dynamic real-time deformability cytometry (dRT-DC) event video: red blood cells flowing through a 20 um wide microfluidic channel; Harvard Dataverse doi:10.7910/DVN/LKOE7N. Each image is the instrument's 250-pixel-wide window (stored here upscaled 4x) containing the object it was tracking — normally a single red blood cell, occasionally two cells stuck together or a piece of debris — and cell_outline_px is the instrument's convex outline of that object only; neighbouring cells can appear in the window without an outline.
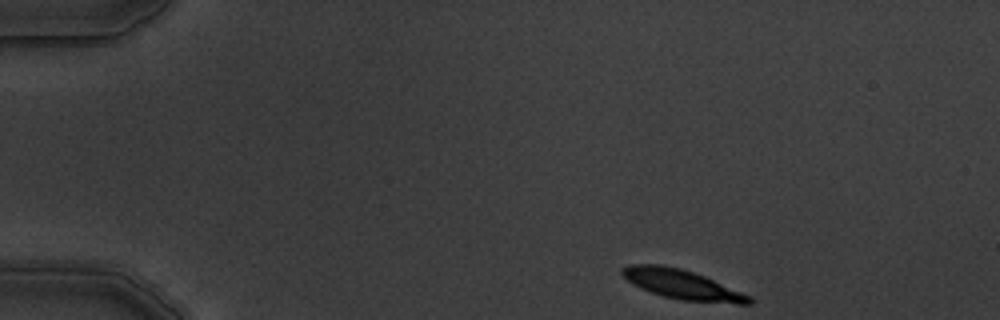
{"species": "common noctule bat (a hibernating species)", "species_latin": "Nyctalus noctula", "temperature_condition": "warm", "stored_images_in_passage": 3, "camera_frame_rate_fps": 3000, "um_per_image_px": 0.085, "animal": {"sex": "male", "body_mass_g": 19.5, "forearm_length_mm": 54.6}, "frame": {"image": 1, "passage_image": 1, "time_ms": 0.0, "image_size_px": [1000, 320], "cell_outline_px": [[752, 304], [736, 304], [680, 300], [664, 296], [640, 288], [632, 284], [620, 272], [620, 268], [628, 264], [664, 264], [680, 268], [704, 276], [752, 296]], "centroid_in_image_um": [57.97, 24.17], "position_along_channel_um": 27.0, "area_um2": 21.91}}